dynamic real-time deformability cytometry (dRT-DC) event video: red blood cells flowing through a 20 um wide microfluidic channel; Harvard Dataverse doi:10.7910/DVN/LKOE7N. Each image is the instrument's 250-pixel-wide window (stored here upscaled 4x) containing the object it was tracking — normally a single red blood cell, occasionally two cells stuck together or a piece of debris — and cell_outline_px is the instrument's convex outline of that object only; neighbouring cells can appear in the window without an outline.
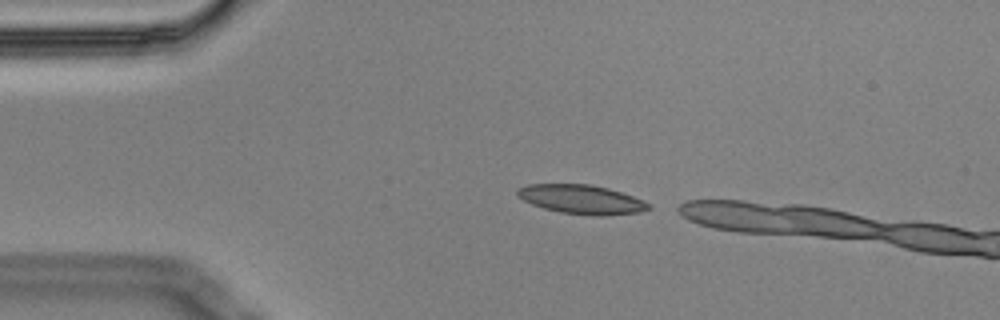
{"species": "Egyptian fruit bat (a non-hibernating species)", "species_latin": "Rousettus aegyptiacus", "temperature_condition": "cold", "stored_images_in_passage": 3, "camera_frame_rate_fps": 3000, "um_per_image_px": 0.085, "animal": {"sex": "male"}, "frame": {"image": 1, "passage_image": 1, "time_ms": 0.0, "image_size_px": [1000, 320], "cell_outline_px": [[652, 208], [640, 212], [604, 216], [596, 216], [560, 212], [544, 208], [532, 204], [516, 196], [516, 188], [528, 184], [592, 184], [608, 188], [644, 200], [652, 204]], "centroid_in_image_um": [49.44, 16.94], "position_along_channel_um": 35.6, "area_um2": 22.43}}